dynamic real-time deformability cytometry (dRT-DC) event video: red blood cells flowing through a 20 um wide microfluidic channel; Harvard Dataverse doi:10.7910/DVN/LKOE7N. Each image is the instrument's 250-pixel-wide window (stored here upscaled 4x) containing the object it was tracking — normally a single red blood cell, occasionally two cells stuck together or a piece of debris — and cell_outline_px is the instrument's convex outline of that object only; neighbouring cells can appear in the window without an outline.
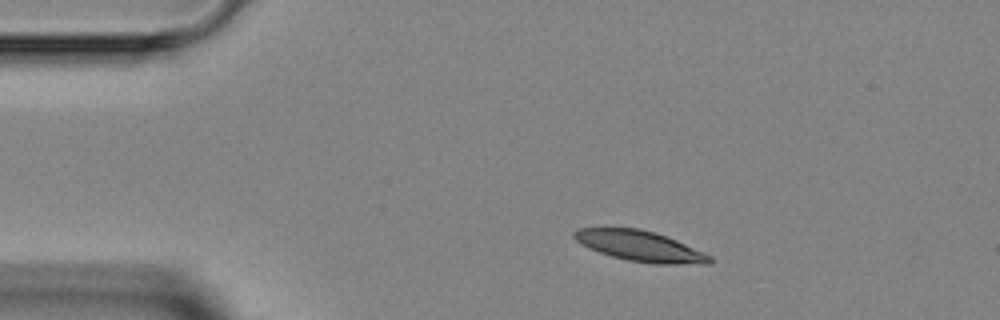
{"species": "Egyptian fruit bat (a non-hibernating species)", "species_latin": "Rousettus aegyptiacus", "temperature_condition": "room temperature", "stored_images_in_passage": 5, "camera_frame_rate_fps": 3000, "um_per_image_px": 0.085, "animal": {"sex": "female"}, "frame": {"image": 1, "passage_image": 2, "time_ms": 5.333, "image_size_px": [1000, 320], "cell_outline_px": [[712, 260], [708, 264], [656, 264], [628, 260], [612, 256], [600, 252], [576, 240], [572, 236], [572, 232], [576, 228], [640, 228], [656, 232], [676, 240], [704, 252], [712, 256]], "centroid_in_image_um": [54.43, 20.91], "position_along_channel_um": 30.6, "area_um2": 23.93}}
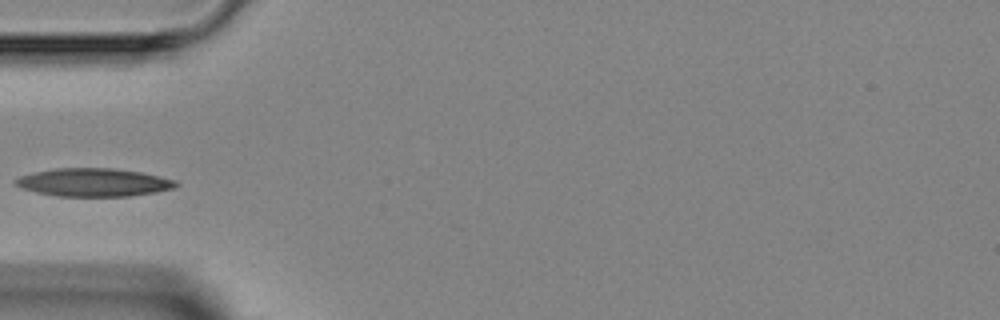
{"frame": {"image": 2, "passage_image": 4, "time_ms": 7.667, "image_size_px": [1000, 320], "cell_outline_px": [[180, 184], [176, 188], [156, 192], [128, 196], [56, 196], [36, 192], [24, 188], [16, 184], [12, 180], [20, 176], [36, 172], [56, 168], [112, 168], [140, 172], [176, 180]], "centroid_in_image_um": [7.99, 15.5], "position_along_channel_um": 77.0, "area_um2": 26.18}}
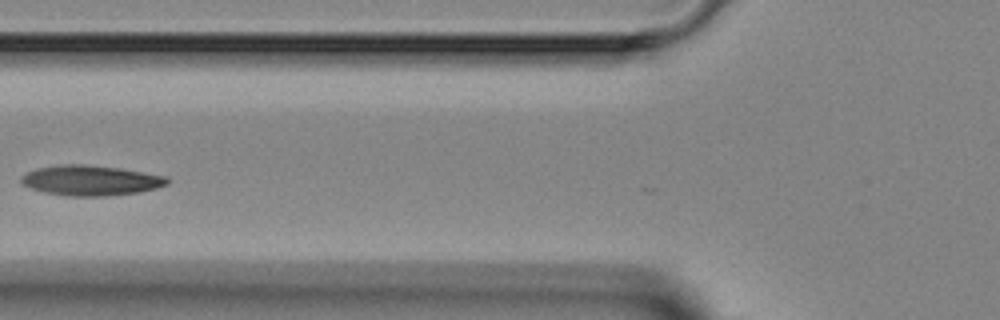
{"frame": {"image": 3, "passage_image": 5, "time_ms": 8.667, "image_size_px": [1000, 320], "cell_outline_px": [[172, 180], [168, 184], [156, 188], [140, 192], [104, 196], [64, 196], [44, 192], [20, 184], [20, 176], [36, 168], [64, 164], [84, 164], [116, 168], [164, 176]], "centroid_in_image_um": [7.67, 15.34], "position_along_channel_um": 118.1, "area_um2": 25.61}}